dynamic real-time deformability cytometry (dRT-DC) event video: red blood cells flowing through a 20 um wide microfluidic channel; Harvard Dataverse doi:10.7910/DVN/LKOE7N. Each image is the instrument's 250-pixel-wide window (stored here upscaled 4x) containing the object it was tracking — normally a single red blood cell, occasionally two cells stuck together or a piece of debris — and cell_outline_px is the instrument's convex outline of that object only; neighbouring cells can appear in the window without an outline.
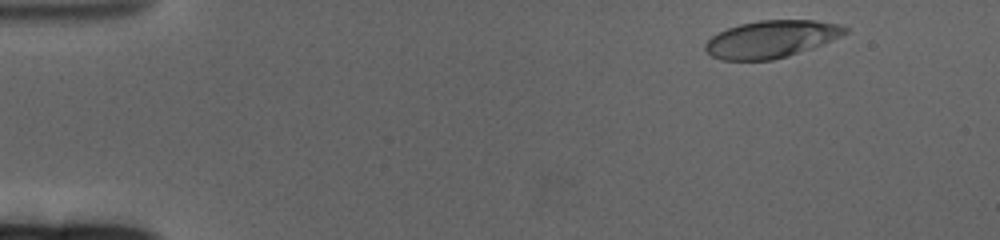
{"species": "human", "species_latin": "Homo sapiens", "temperature_condition": "cold", "stored_images_in_passage": 60, "camera_frame_rate_fps": 3000, "um_per_image_px": 0.085, "donor": {"sex": "female"}, "frame": {"image": 1, "passage_image": 4, "time_ms": 1.0, "image_size_px": [1000, 240], "cell_outline_px": [[848, 32], [840, 36], [812, 48], [788, 56], [772, 60], [720, 60], [712, 56], [704, 48], [704, 44], [712, 36], [728, 28], [740, 24], [760, 20], [812, 20], [840, 24], [848, 28]], "centroid_in_image_um": [65.55, 3.32], "position_along_channel_um": 19.5, "area_um2": 30.17}}
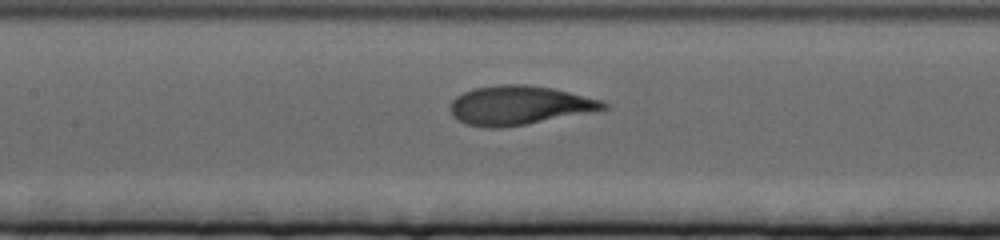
{"frame": {"image": 2, "passage_image": 27, "time_ms": 8.667, "image_size_px": [1000, 240], "cell_outline_px": [[608, 108], [588, 112], [524, 124], [500, 128], [488, 128], [468, 124], [456, 120], [452, 116], [448, 108], [448, 104], [456, 96], [472, 88], [500, 84], [528, 84], [552, 88], [604, 100], [608, 104]], "centroid_in_image_um": [44.07, 8.93], "position_along_channel_um": 163.3, "area_um2": 34.85}}
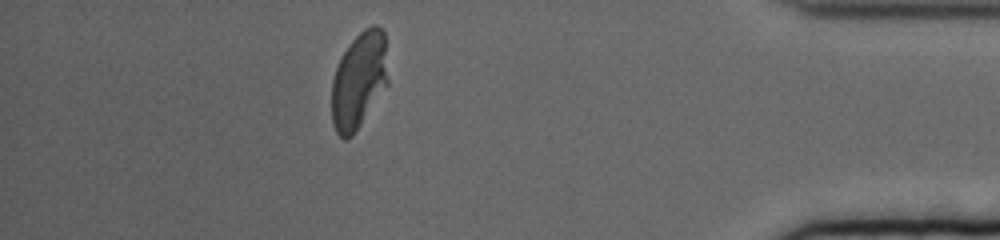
{"frame": {"image": 3, "passage_image": 53, "time_ms": 17.333, "image_size_px": [1000, 240], "cell_outline_px": [[388, 84], [352, 136], [344, 140], [336, 132], [332, 124], [332, 80], [336, 68], [348, 44], [364, 28], [372, 24], [376, 24], [384, 32], [388, 80]], "centroid_in_image_um": [30.5, 6.82], "position_along_channel_um": 404.7, "area_um2": 31.56}, "authors_computed_cell_mechanics": {"area_um2": 33.524, "velocity_mm_per_s": 3.2499, "shape_relaxation_time_tau1_ms": 4.533, "shape_relaxation_time_tau2_ms": null, "deformation_change_tau1": 0.2254, "deformation_change_tau2": null}}